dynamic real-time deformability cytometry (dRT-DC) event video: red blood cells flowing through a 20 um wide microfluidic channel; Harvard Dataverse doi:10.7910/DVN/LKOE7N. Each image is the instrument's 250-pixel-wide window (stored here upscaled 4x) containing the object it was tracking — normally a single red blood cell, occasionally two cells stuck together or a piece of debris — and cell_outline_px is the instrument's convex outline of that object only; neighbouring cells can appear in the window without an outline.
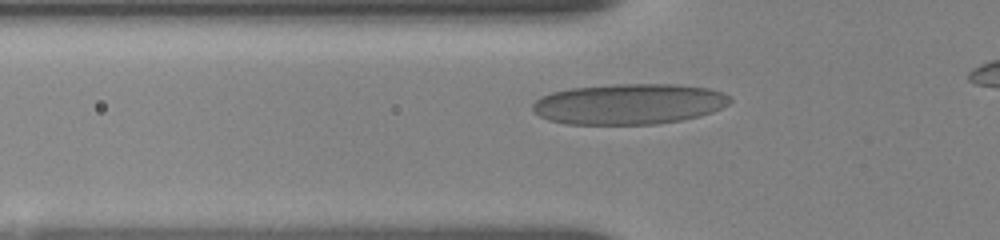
{"species": "human", "species_latin": "Homo sapiens", "temperature_condition": "room temperature", "stored_images_in_passage": 41, "camera_frame_rate_fps": 3000, "um_per_image_px": 0.085, "donor": {"sex": "female"}, "frame": {"image": 1, "passage_image": 11, "time_ms": 3.333, "image_size_px": [1000, 240], "cell_outline_px": [[732, 100], [728, 104], [712, 112], [700, 116], [680, 120], [656, 124], [564, 124], [548, 120], [532, 112], [532, 104], [540, 96], [552, 92], [572, 88], [616, 84], [676, 84], [708, 88], [724, 92]], "centroid_in_image_um": [53.44, 8.84], "position_along_channel_um": 72.4, "area_um2": 46.93}}
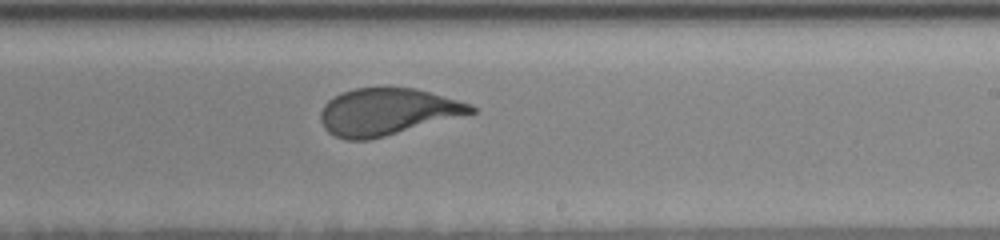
{"frame": {"image": 2, "passage_image": 26, "time_ms": 8.333, "image_size_px": [1000, 240], "cell_outline_px": [[476, 112], [384, 136], [368, 140], [348, 140], [336, 136], [328, 132], [324, 128], [320, 120], [320, 112], [324, 104], [328, 100], [344, 92], [356, 88], [384, 84], [416, 88], [472, 104], [476, 108]], "centroid_in_image_um": [32.89, 9.46], "position_along_channel_um": 256.1, "area_um2": 41.5}}
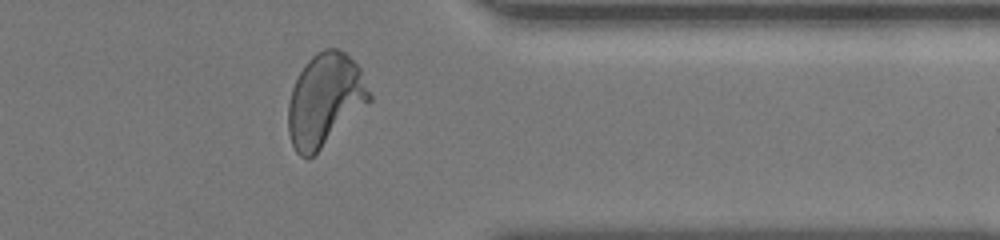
{"frame": {"image": 3, "passage_image": 37, "time_ms": 12.0, "image_size_px": [1000, 240], "cell_outline_px": [[372, 100], [308, 160], [300, 156], [296, 152], [292, 144], [288, 132], [288, 104], [292, 88], [300, 72], [308, 60], [316, 52], [324, 48], [336, 48], [344, 52], [360, 68], [372, 96]], "centroid_in_image_um": [27.61, 8.49], "position_along_channel_um": 383.8, "area_um2": 43.52}}